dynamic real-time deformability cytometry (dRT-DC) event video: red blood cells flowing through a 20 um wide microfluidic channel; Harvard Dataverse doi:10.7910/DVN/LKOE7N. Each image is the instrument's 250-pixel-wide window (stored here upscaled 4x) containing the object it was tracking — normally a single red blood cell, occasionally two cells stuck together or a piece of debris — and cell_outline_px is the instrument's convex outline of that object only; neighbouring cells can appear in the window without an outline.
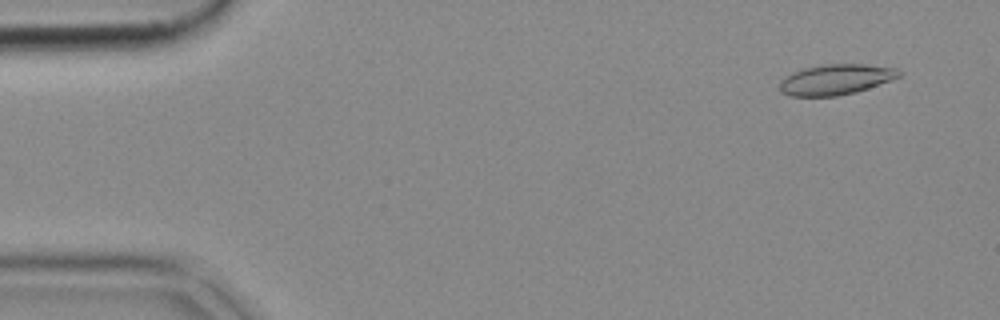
{"species": "common noctule bat (a hibernating species)", "species_latin": "Nyctalus noctula", "temperature_condition": "cold", "stored_images_in_passage": 52, "camera_frame_rate_fps": 3000, "um_per_image_px": 0.085, "animal": {"sex": "female", "body_mass_g": 18.4}, "frame": {"image": 1, "passage_image": 4, "time_ms": 1.0, "image_size_px": [1000, 320], "cell_outline_px": [[900, 76], [868, 88], [856, 92], [836, 96], [792, 96], [780, 92], [780, 84], [784, 76], [792, 72], [804, 68], [828, 64], [864, 64], [896, 68], [900, 72]], "centroid_in_image_um": [71.01, 6.76], "position_along_channel_um": 14.0, "area_um2": 20.98}}
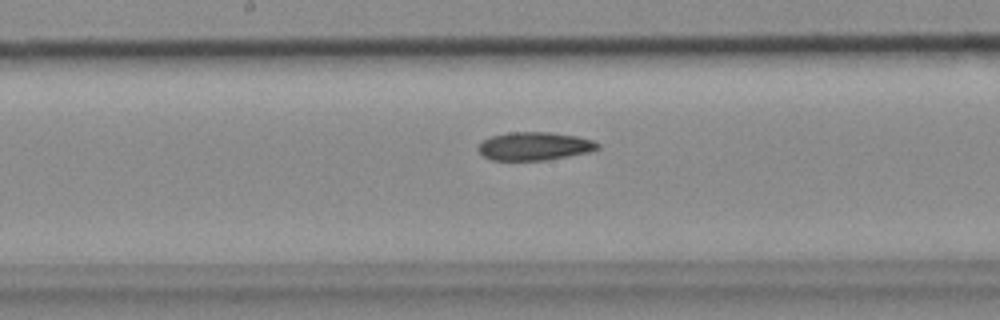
{"frame": {"image": 2, "passage_image": 27, "time_ms": 8.667, "image_size_px": [1000, 320], "cell_outline_px": [[600, 148], [592, 152], [548, 160], [492, 160], [484, 156], [476, 148], [484, 140], [492, 136], [508, 132], [552, 132], [576, 136], [592, 140], [600, 144]], "centroid_in_image_um": [45.47, 12.43], "position_along_channel_um": 202.7, "area_um2": 19.77}}
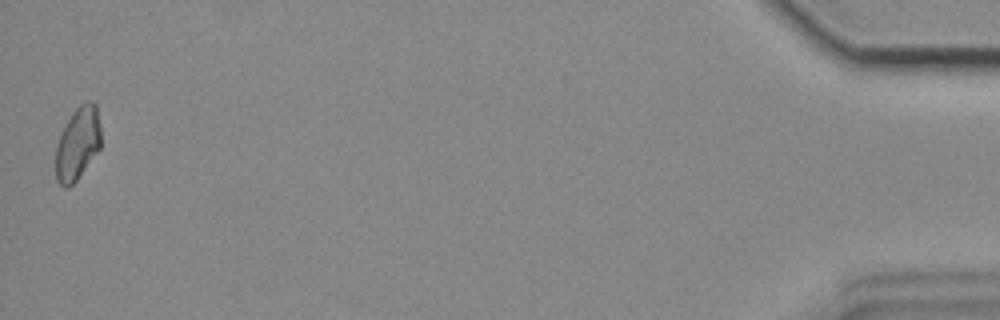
{"frame": {"image": 3, "passage_image": 52, "time_ms": 17.0, "image_size_px": [1000, 320], "cell_outline_px": [[100, 148], [76, 180], [68, 188], [64, 188], [56, 180], [56, 144], [60, 132], [72, 112], [80, 104], [88, 100], [96, 104], [100, 124]], "centroid_in_image_um": [6.59, 12.18], "position_along_channel_um": 428.6, "area_um2": 19.25}}